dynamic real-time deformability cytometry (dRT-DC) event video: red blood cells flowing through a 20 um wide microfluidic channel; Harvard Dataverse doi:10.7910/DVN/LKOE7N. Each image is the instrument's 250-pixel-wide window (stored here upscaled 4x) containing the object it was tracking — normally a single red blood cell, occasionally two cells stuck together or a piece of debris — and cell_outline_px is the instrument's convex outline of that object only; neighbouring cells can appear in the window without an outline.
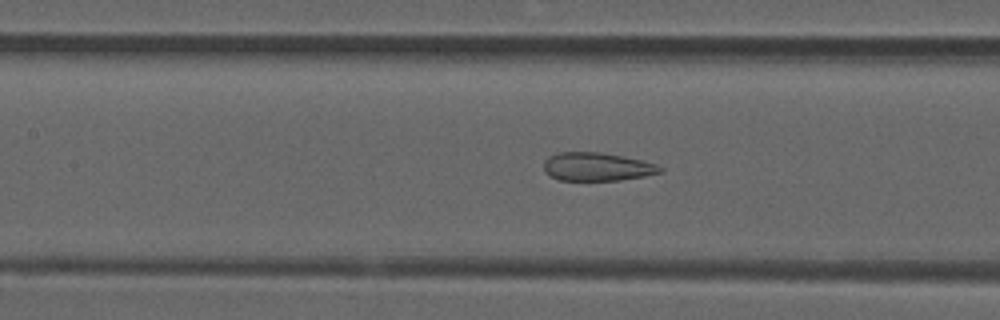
{"species": "common noctule bat (a hibernating species)", "species_latin": "Nyctalus noctula", "temperature_condition": "room temperature", "stored_images_in_passage": 51, "camera_frame_rate_fps": 3000, "um_per_image_px": 0.085, "animal": {"sex": "male", "forearm_length_mm": 52.5}, "frame": {"image": 1, "passage_image": 22, "time_ms": 7.0, "image_size_px": [1000, 320], "cell_outline_px": [[664, 168], [660, 172], [644, 176], [620, 180], [560, 180], [548, 176], [544, 172], [544, 160], [548, 156], [560, 152], [600, 152], [624, 156], [656, 164]], "centroid_in_image_um": [50.7, 14.17], "position_along_channel_um": 156.7, "area_um2": 19.25}}
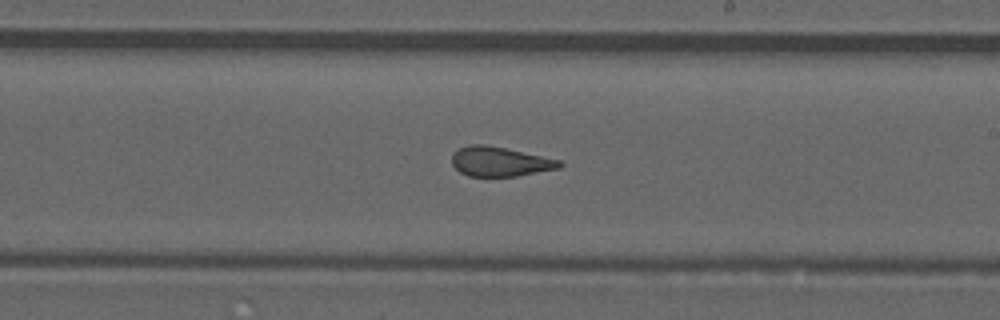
{"frame": {"image": 2, "passage_image": 29, "time_ms": 9.333, "image_size_px": [1000, 320], "cell_outline_px": [[564, 164], [560, 168], [516, 176], [468, 176], [460, 172], [452, 164], [452, 156], [460, 148], [468, 144], [484, 144], [504, 148], [560, 160]], "centroid_in_image_um": [42.49, 13.74], "position_along_channel_um": 246.5, "area_um2": 18.32}}
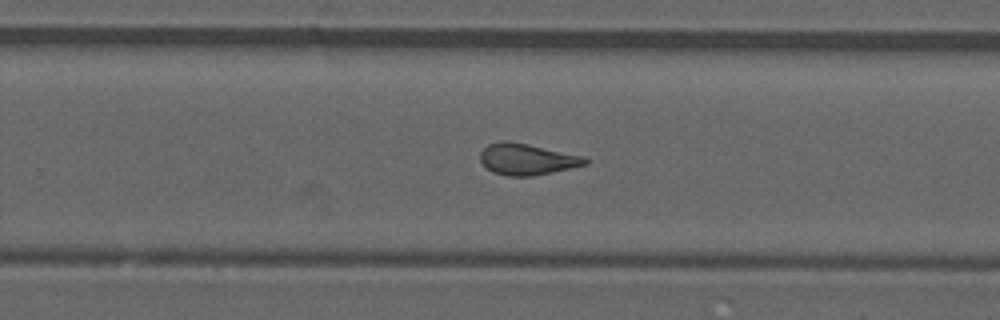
{"frame": {"image": 3, "passage_image": 32, "time_ms": 10.333, "image_size_px": [1000, 320], "cell_outline_px": [[588, 164], [552, 172], [532, 176], [508, 176], [492, 172], [480, 160], [480, 152], [488, 144], [504, 140], [508, 140], [528, 144], [584, 156], [588, 160]], "centroid_in_image_um": [44.79, 13.53], "position_along_channel_um": 285.0, "area_um2": 19.07}, "authors_computed_cell_mechanics": {"area_um2": 19.4208, "velocity_mm_per_s": 3.8675, "shape_relaxation_time_tau1_ms": null, "shape_relaxation_time_tau2_ms": 1.2648, "deformation_change_tau1": null, "deformation_change_tau2": 0.0911}}